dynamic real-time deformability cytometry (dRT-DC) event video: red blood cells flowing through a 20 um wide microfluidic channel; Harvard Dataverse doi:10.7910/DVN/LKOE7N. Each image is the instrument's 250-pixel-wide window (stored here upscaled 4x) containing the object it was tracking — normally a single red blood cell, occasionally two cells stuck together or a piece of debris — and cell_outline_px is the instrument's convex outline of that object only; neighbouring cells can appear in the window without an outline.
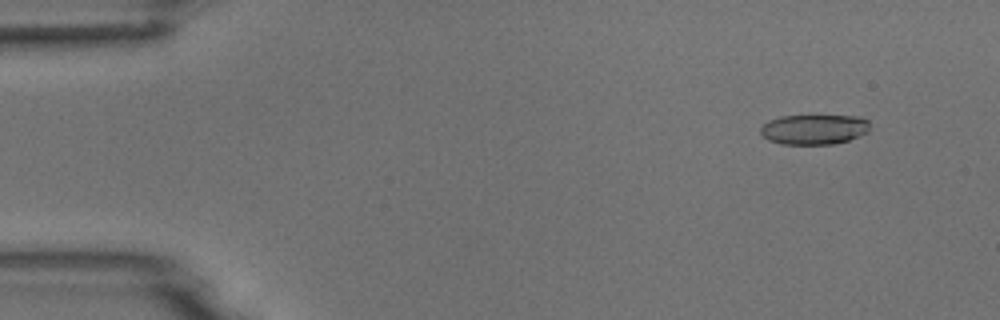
{"species": "common noctule bat (a hibernating species)", "species_latin": "Nyctalus noctula", "temperature_condition": "room temperature", "stored_images_in_passage": 5, "camera_frame_rate_fps": 3000, "um_per_image_px": 0.085, "animal": {"sex": "male", "body_mass_g": 18.8}, "frame": {"image": 1, "passage_image": 2, "time_ms": 1.0, "image_size_px": [1000, 320], "cell_outline_px": [[868, 132], [848, 140], [832, 144], [780, 144], [768, 140], [760, 132], [760, 128], [768, 120], [780, 116], [860, 116], [868, 120]], "centroid_in_image_um": [69.17, 10.99], "position_along_channel_um": 15.8, "area_um2": 19.07}}
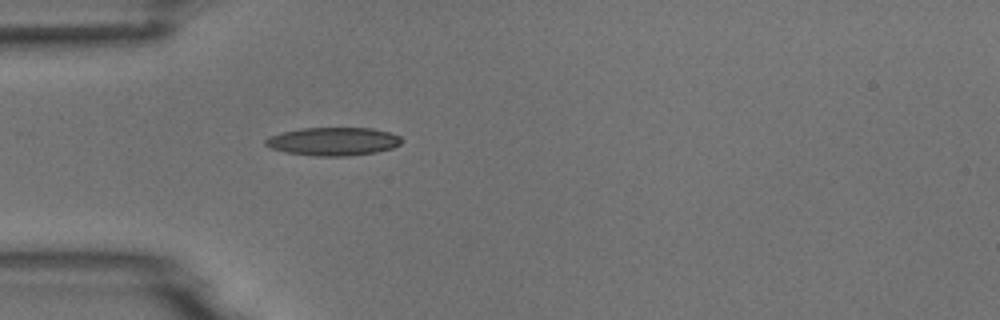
{"frame": {"image": 2, "passage_image": 5, "time_ms": 4.667, "image_size_px": [1000, 320], "cell_outline_px": [[404, 140], [400, 144], [392, 148], [376, 152], [348, 156], [316, 156], [288, 152], [272, 148], [264, 144], [264, 140], [268, 136], [300, 128], [372, 128], [388, 132], [400, 136]], "centroid_in_image_um": [28.34, 12.02], "position_along_channel_um": 56.7, "area_um2": 22.31}}